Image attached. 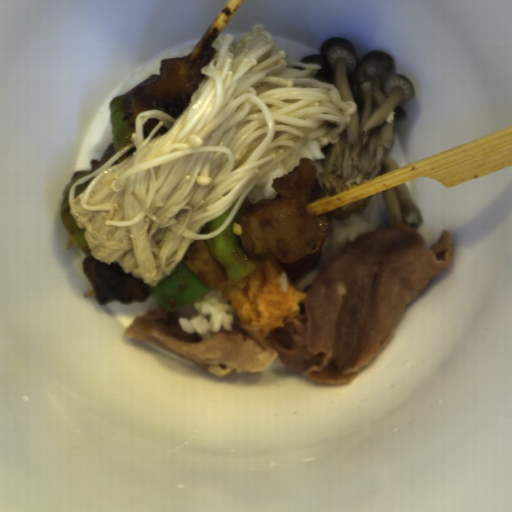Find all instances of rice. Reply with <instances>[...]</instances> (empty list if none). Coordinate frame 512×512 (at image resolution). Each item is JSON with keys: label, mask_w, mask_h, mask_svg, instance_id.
I'll return each mask as SVG.
<instances>
[{"label": "rice", "mask_w": 512, "mask_h": 512, "mask_svg": "<svg viewBox=\"0 0 512 512\" xmlns=\"http://www.w3.org/2000/svg\"><path fill=\"white\" fill-rule=\"evenodd\" d=\"M364 212L352 214L345 219L327 218L328 228L325 233L323 246L318 260L309 271L297 282L293 283L297 289L307 295L314 278L320 270L334 257L339 255V246L346 241H355L358 235L376 231L384 219L380 203L372 195Z\"/></svg>", "instance_id": "652b925c"}, {"label": "rice", "mask_w": 512, "mask_h": 512, "mask_svg": "<svg viewBox=\"0 0 512 512\" xmlns=\"http://www.w3.org/2000/svg\"><path fill=\"white\" fill-rule=\"evenodd\" d=\"M190 304L194 313L191 316L179 317L177 322L183 332L190 335L196 332L201 340L210 339L220 331H230L234 329L235 322L240 321L234 308L217 290L216 285Z\"/></svg>", "instance_id": "023b6e5f"}, {"label": "rice", "mask_w": 512, "mask_h": 512, "mask_svg": "<svg viewBox=\"0 0 512 512\" xmlns=\"http://www.w3.org/2000/svg\"><path fill=\"white\" fill-rule=\"evenodd\" d=\"M293 154V153H292ZM288 156L285 160H283L280 164L270 170L267 174L261 177L256 184L250 189L247 194L245 200L250 205H256L261 199H277L284 198L280 193H278L274 187L273 183L276 178H282L285 175L292 173L300 163V160L303 158H308L312 164L315 166L316 171L315 175L317 179L320 181L324 173V166L321 162L323 158L326 156L323 153V146L321 147L320 142L317 140H310L304 143L299 148V155L293 164L291 170L289 172L284 168L285 165L290 160L291 156ZM285 199V198H284Z\"/></svg>", "instance_id": "8eca5e8b"}]
</instances>
